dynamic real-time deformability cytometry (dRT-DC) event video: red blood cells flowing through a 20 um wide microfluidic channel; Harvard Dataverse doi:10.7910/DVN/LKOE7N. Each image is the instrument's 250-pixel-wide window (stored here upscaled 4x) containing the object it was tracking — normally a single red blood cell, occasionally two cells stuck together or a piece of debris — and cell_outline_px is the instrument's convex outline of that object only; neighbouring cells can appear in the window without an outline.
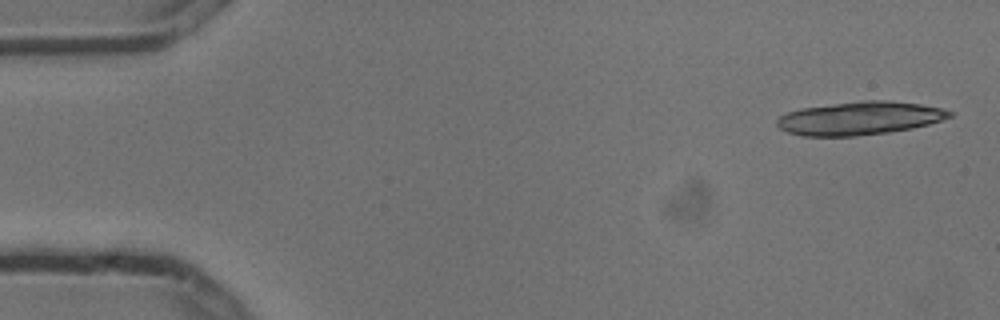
{"species": "common noctule bat (a hibernating species)", "species_latin": "Nyctalus noctula", "temperature_condition": "cold", "stored_images_in_passage": 6, "camera_frame_rate_fps": 3000, "um_per_image_px": 0.085, "animal": {"sex": "male", "body_mass_g": 13.3}, "frame": {"image": 1, "passage_image": 1, "time_ms": 0.0, "image_size_px": [1000, 320], "cell_outline_px": [[952, 116], [928, 124], [912, 128], [888, 132], [852, 136], [804, 136], [788, 132], [780, 128], [776, 124], [776, 120], [780, 116], [788, 112], [804, 108], [864, 100], [888, 100], [920, 104], [940, 108], [952, 112]], "centroid_in_image_um": [73.06, 10.05], "position_along_channel_um": 11.9, "area_um2": 33.0}}